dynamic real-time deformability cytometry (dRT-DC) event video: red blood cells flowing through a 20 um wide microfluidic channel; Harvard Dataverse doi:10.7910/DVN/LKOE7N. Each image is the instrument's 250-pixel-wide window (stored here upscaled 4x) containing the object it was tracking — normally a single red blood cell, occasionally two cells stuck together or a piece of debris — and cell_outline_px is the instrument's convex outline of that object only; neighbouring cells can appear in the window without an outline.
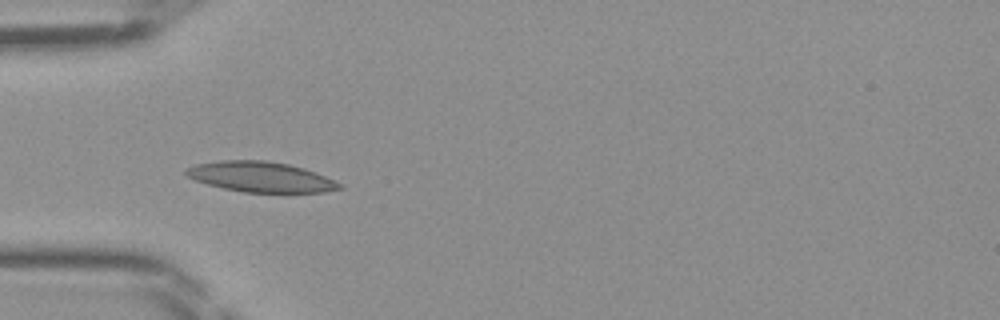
{"species": "Egyptian fruit bat (a non-hibernating species)", "species_latin": "Rousettus aegyptiacus", "temperature_condition": "room temperature", "stored_images_in_passage": 25, "camera_frame_rate_fps": 3000, "um_per_image_px": 0.085, "frame": {"image": 1, "passage_image": 1, "time_ms": 0.0, "image_size_px": [1000, 320], "cell_outline_px": [[344, 188], [324, 192], [244, 192], [224, 188], [208, 184], [196, 180], [188, 176], [184, 172], [184, 168], [196, 164], [220, 160], [264, 160], [288, 164], [304, 168], [316, 172], [336, 180], [344, 184]], "centroid_in_image_um": [22.2, 15.03], "position_along_channel_um": 62.8, "area_um2": 27.17}}
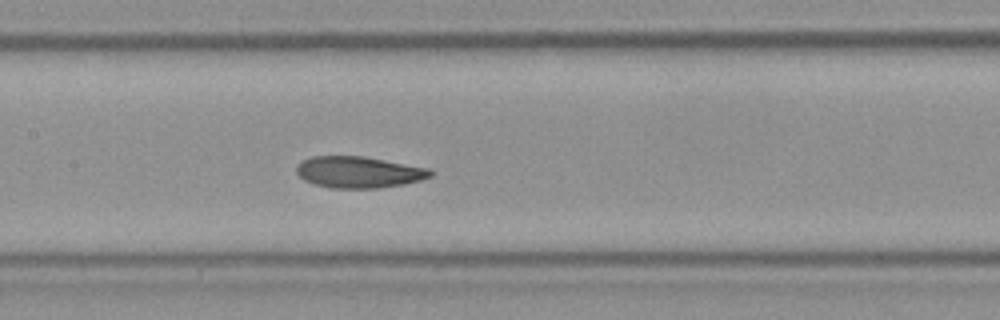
{"frame": {"image": 2, "passage_image": 9, "time_ms": 2.667, "image_size_px": [1000, 320], "cell_outline_px": [[436, 172], [432, 176], [420, 180], [404, 184], [380, 188], [332, 188], [316, 184], [304, 180], [296, 172], [296, 164], [312, 156], [364, 156], [432, 168]], "centroid_in_image_um": [30.55, 14.62], "position_along_channel_um": 176.8, "area_um2": 24.8}}
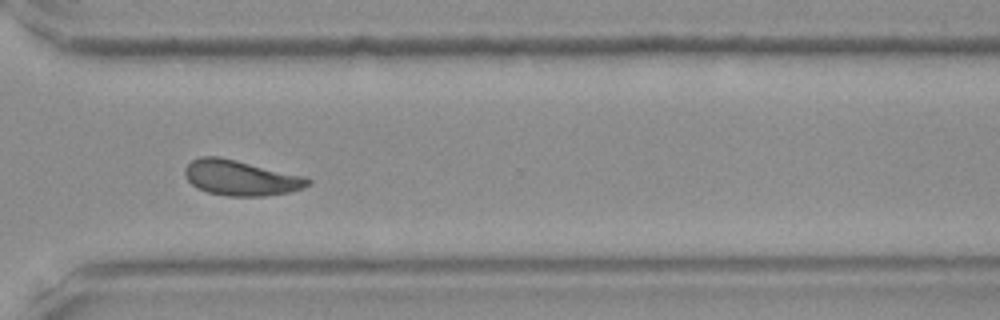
{"frame": {"image": 3, "passage_image": 21, "time_ms": 6.667, "image_size_px": [1000, 320], "cell_outline_px": [[312, 184], [304, 188], [288, 192], [264, 196], [228, 196], [208, 192], [196, 188], [184, 176], [184, 168], [192, 160], [200, 156], [220, 156], [304, 176], [312, 180]], "centroid_in_image_um": [20.46, 15.11], "position_along_channel_um": 350.1, "area_um2": 25.43}}